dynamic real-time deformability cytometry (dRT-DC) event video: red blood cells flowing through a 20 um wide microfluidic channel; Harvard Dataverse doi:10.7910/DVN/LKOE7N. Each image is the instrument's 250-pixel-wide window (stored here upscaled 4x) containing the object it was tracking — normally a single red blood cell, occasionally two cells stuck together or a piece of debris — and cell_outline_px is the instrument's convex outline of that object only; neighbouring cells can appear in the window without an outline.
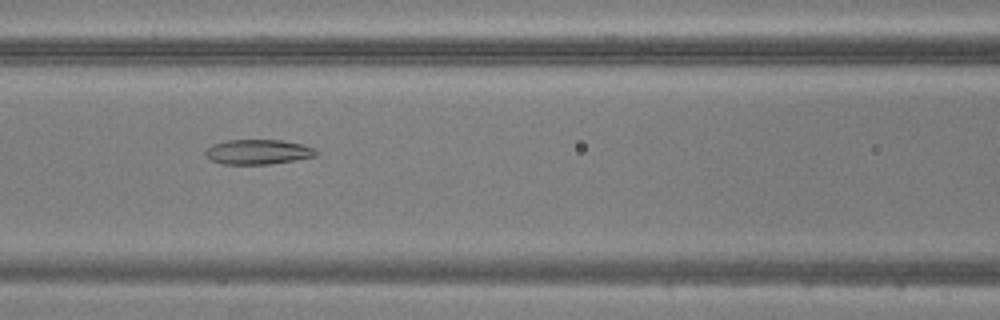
{"species": "common noctule bat (a hibernating species)", "species_latin": "Nyctalus noctula", "temperature_condition": "warm", "stored_images_in_passage": 50, "camera_frame_rate_fps": 3000, "um_per_image_px": 0.085, "animal": {"sex": "male", "body_mass_g": 20.5, "forearm_length_mm": 52.5}, "frame": {"image": 1, "passage_image": 22, "time_ms": 7.0, "image_size_px": [1000, 320], "cell_outline_px": [[320, 152], [316, 156], [268, 164], [220, 164], [212, 160], [204, 152], [212, 144], [228, 140], [280, 140], [304, 144], [316, 148]], "centroid_in_image_um": [21.97, 12.9], "position_along_channel_um": 144.6, "area_um2": 16.01}}
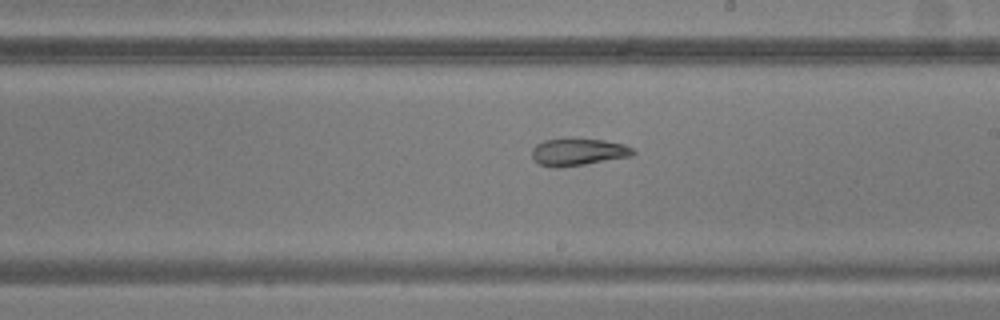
{"frame": {"image": 2, "passage_image": 29, "time_ms": 9.333, "image_size_px": [1000, 320], "cell_outline_px": [[636, 152], [632, 156], [584, 164], [540, 164], [532, 156], [532, 148], [536, 144], [544, 140], [572, 136], [604, 140], [624, 144], [632, 148]], "centroid_in_image_um": [49.2, 12.82], "position_along_channel_um": 239.8, "area_um2": 15.78}}
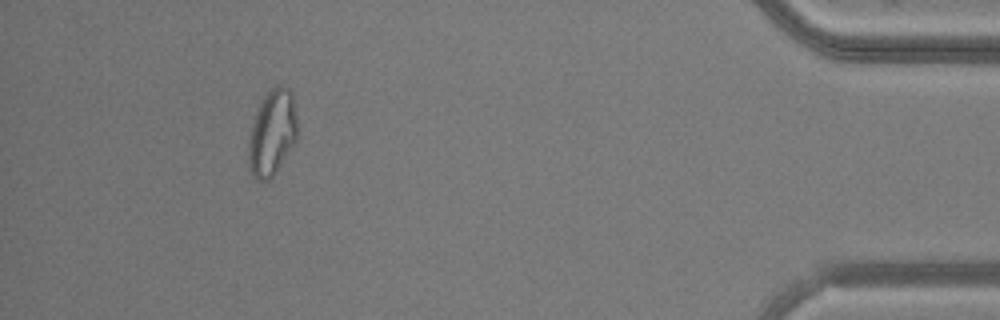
{"frame": {"image": 3, "passage_image": 46, "time_ms": 15.0, "image_size_px": [1000, 320], "cell_outline_px": [[296, 140], [276, 172], [268, 180], [256, 180], [248, 168], [248, 144], [252, 124], [256, 112], [264, 96], [276, 84], [280, 84], [288, 88], [292, 92], [296, 116]], "centroid_in_image_um": [23.12, 11.29], "position_along_channel_um": 412.1, "area_um2": 24.28}}